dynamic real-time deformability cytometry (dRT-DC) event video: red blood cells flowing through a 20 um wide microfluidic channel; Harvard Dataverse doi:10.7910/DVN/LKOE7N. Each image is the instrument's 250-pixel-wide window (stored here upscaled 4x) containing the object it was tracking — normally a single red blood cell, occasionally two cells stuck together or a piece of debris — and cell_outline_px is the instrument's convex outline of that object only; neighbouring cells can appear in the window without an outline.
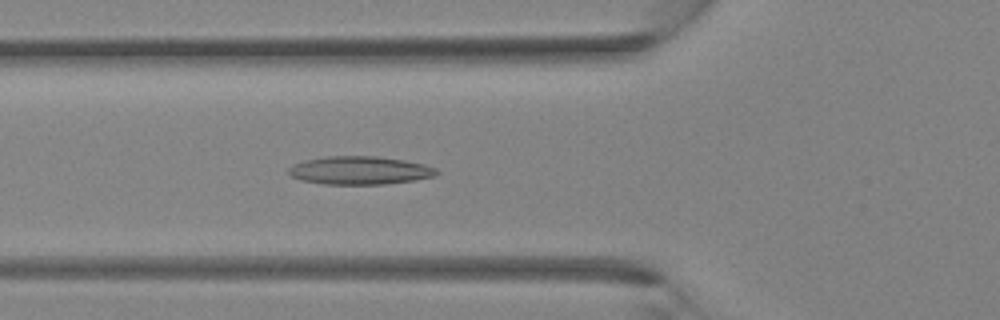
{"species": "Egyptian fruit bat (a non-hibernating species)", "species_latin": "Rousettus aegyptiacus", "temperature_condition": "room temperature", "stored_images_in_passage": 37, "camera_frame_rate_fps": 3000, "um_per_image_px": 0.085, "animal": {"sex": "female"}, "frame": {"image": 1, "passage_image": 13, "time_ms": 4.0, "image_size_px": [1000, 320], "cell_outline_px": [[440, 172], [436, 176], [416, 180], [384, 184], [324, 184], [300, 180], [292, 176], [288, 172], [288, 168], [292, 164], [304, 160], [324, 156], [376, 156], [404, 160], [424, 164], [436, 168]], "centroid_in_image_um": [30.58, 14.48], "position_along_channel_um": 95.2, "area_um2": 24.51}}
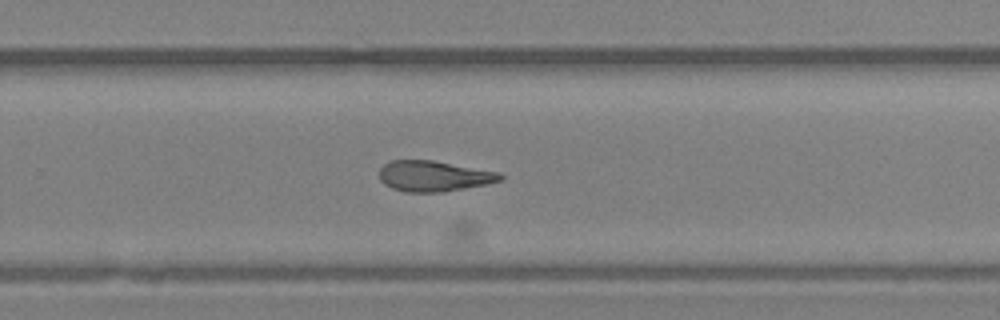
{"frame": {"image": 2, "passage_image": 24, "time_ms": 7.667, "image_size_px": [1000, 320], "cell_outline_px": [[504, 180], [488, 184], [440, 192], [404, 192], [392, 188], [384, 184], [380, 180], [380, 168], [388, 160], [432, 160], [500, 172], [504, 176]], "centroid_in_image_um": [36.88, 14.96], "position_along_channel_um": 292.9, "area_um2": 21.73}}
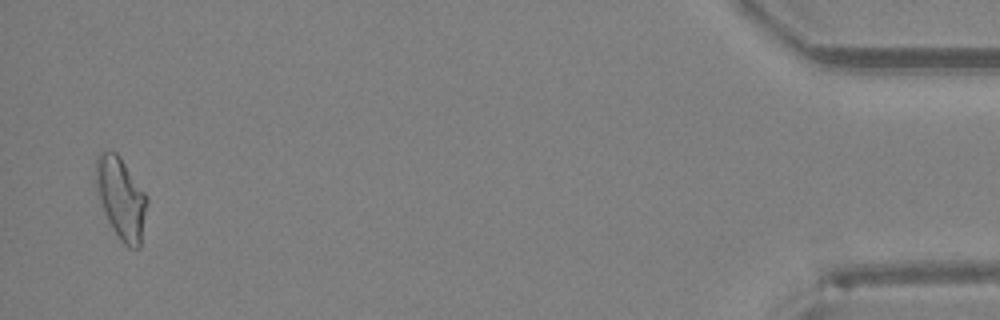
{"frame": {"image": 3, "passage_image": 36, "time_ms": 11.667, "image_size_px": [1000, 320], "cell_outline_px": [[148, 200], [140, 248], [128, 248], [120, 240], [112, 228], [104, 212], [96, 188], [96, 160], [100, 152], [116, 152], [120, 156], [144, 192]], "centroid_in_image_um": [10.3, 16.88], "position_along_channel_um": 424.9, "area_um2": 23.99}}